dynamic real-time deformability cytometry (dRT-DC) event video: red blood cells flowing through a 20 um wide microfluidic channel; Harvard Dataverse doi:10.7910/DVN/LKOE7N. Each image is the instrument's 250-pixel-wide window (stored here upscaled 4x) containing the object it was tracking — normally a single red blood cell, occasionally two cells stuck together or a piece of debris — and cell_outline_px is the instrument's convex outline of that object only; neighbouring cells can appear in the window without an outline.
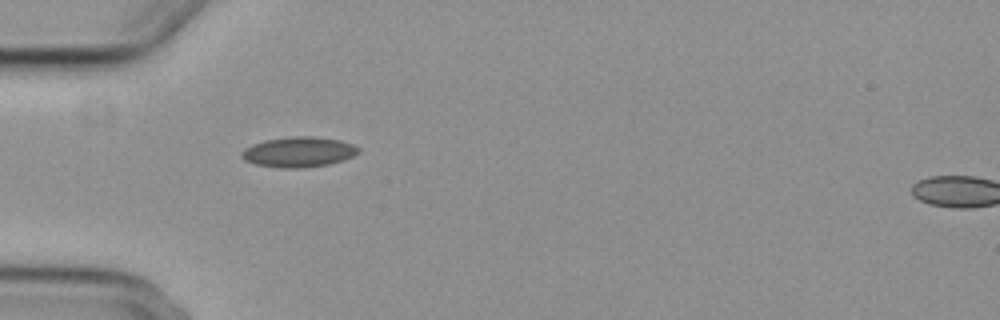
{"species": "common noctule bat (a hibernating species)", "species_latin": "Nyctalus noctula", "temperature_condition": "cold", "stored_images_in_passage": 39, "camera_frame_rate_fps": 3000, "um_per_image_px": 0.085, "animal": {"sex": "female", "body_mass_g": 29.2, "forearm_length_mm": 56.3}, "frame": {"image": 1, "passage_image": 1, "time_ms": 0.0, "image_size_px": [1000, 320], "cell_outline_px": [[360, 152], [344, 160], [328, 164], [304, 168], [280, 168], [256, 164], [244, 160], [240, 156], [240, 152], [252, 144], [264, 140], [296, 136], [312, 136], [340, 140], [352, 144], [360, 148]], "centroid_in_image_um": [25.38, 12.92], "position_along_channel_um": 59.6, "area_um2": 20.63}}
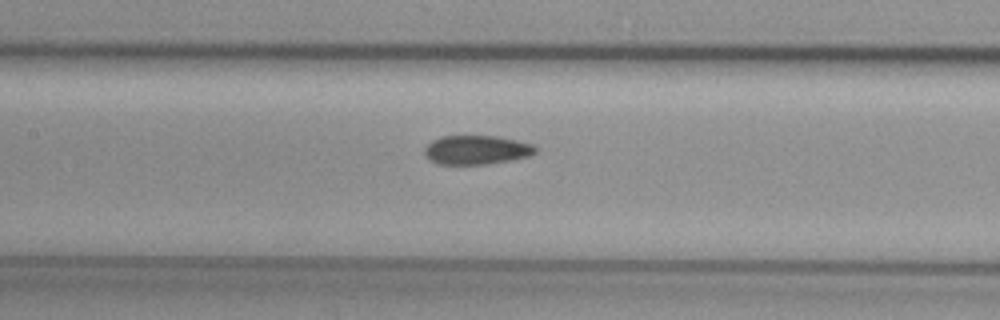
{"frame": {"image": 2, "passage_image": 10, "time_ms": 3.0, "image_size_px": [1000, 320], "cell_outline_px": [[536, 152], [528, 156], [512, 160], [488, 164], [440, 164], [432, 160], [424, 152], [424, 148], [432, 140], [440, 136], [496, 136], [516, 140], [532, 144], [536, 148]], "centroid_in_image_um": [40.51, 12.73], "position_along_channel_um": 166.9, "area_um2": 18.61}}
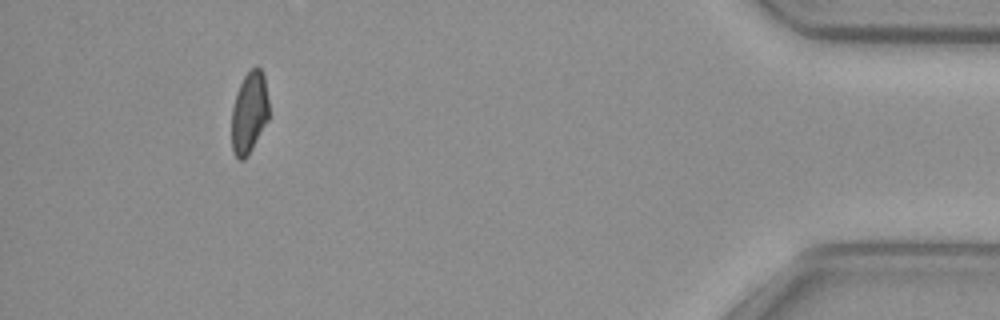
{"frame": {"image": 3, "passage_image": 35, "time_ms": 11.333, "image_size_px": [1000, 320], "cell_outline_px": [[268, 120], [248, 156], [244, 160], [240, 160], [232, 152], [232, 108], [236, 92], [244, 76], [256, 64], [260, 68], [264, 76], [268, 100]], "centroid_in_image_um": [21.18, 9.57], "position_along_channel_um": 414.0, "area_um2": 17.8}, "authors_computed_cell_mechanics": {"area_um2": 19.0162, "velocity_mm_per_s": 3.7262, "shape_relaxation_time_tau1_ms": null, "shape_relaxation_time_tau2_ms": 3.028, "deformation_change_tau1": null, "deformation_change_tau2": 0.0775}}